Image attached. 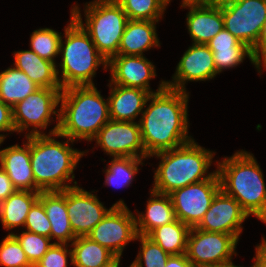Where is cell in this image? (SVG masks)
I'll list each match as a JSON object with an SVG mask.
<instances>
[{
	"mask_svg": "<svg viewBox=\"0 0 266 267\" xmlns=\"http://www.w3.org/2000/svg\"><path fill=\"white\" fill-rule=\"evenodd\" d=\"M189 93L166 86L164 80L147 101L138 123L146 154L180 147L193 140L188 136Z\"/></svg>",
	"mask_w": 266,
	"mask_h": 267,
	"instance_id": "1",
	"label": "cell"
},
{
	"mask_svg": "<svg viewBox=\"0 0 266 267\" xmlns=\"http://www.w3.org/2000/svg\"><path fill=\"white\" fill-rule=\"evenodd\" d=\"M59 137L72 141H93L99 130L110 120L109 100L95 85L70 86L60 97Z\"/></svg>",
	"mask_w": 266,
	"mask_h": 267,
	"instance_id": "2",
	"label": "cell"
},
{
	"mask_svg": "<svg viewBox=\"0 0 266 267\" xmlns=\"http://www.w3.org/2000/svg\"><path fill=\"white\" fill-rule=\"evenodd\" d=\"M55 137L58 138L59 133L30 136L31 168L35 186L40 191H63L77 186L76 181L74 185L70 186V183L75 178L73 172L80 158L86 152L69 147V142H74L69 138L62 143Z\"/></svg>",
	"mask_w": 266,
	"mask_h": 267,
	"instance_id": "3",
	"label": "cell"
},
{
	"mask_svg": "<svg viewBox=\"0 0 266 267\" xmlns=\"http://www.w3.org/2000/svg\"><path fill=\"white\" fill-rule=\"evenodd\" d=\"M221 189L235 198L250 216L266 220V185L259 164L253 154L237 151L217 162Z\"/></svg>",
	"mask_w": 266,
	"mask_h": 267,
	"instance_id": "4",
	"label": "cell"
},
{
	"mask_svg": "<svg viewBox=\"0 0 266 267\" xmlns=\"http://www.w3.org/2000/svg\"><path fill=\"white\" fill-rule=\"evenodd\" d=\"M214 154L193 139L180 147L151 155L161 159L154 173L152 190L169 194L189 184L210 179L217 171L208 173Z\"/></svg>",
	"mask_w": 266,
	"mask_h": 267,
	"instance_id": "5",
	"label": "cell"
},
{
	"mask_svg": "<svg viewBox=\"0 0 266 267\" xmlns=\"http://www.w3.org/2000/svg\"><path fill=\"white\" fill-rule=\"evenodd\" d=\"M65 30V41L61 38L59 53H62L61 77H58L62 89L70 86L94 85L98 67L108 68V61L98 52L88 33L73 18ZM65 43V44H64ZM64 44V45H63Z\"/></svg>",
	"mask_w": 266,
	"mask_h": 267,
	"instance_id": "6",
	"label": "cell"
},
{
	"mask_svg": "<svg viewBox=\"0 0 266 267\" xmlns=\"http://www.w3.org/2000/svg\"><path fill=\"white\" fill-rule=\"evenodd\" d=\"M85 25L77 5H73V18L88 33L98 52L109 61L118 55L121 37L128 17L116 0H94L85 4Z\"/></svg>",
	"mask_w": 266,
	"mask_h": 267,
	"instance_id": "7",
	"label": "cell"
},
{
	"mask_svg": "<svg viewBox=\"0 0 266 267\" xmlns=\"http://www.w3.org/2000/svg\"><path fill=\"white\" fill-rule=\"evenodd\" d=\"M61 92L62 89L39 88L24 100L16 103L12 107V119L16 132L20 133L34 126L26 136L45 134L40 130L47 128L48 124L53 121L50 118L54 114L57 116L55 117L57 124L49 134L57 133L60 110L56 108L59 107Z\"/></svg>",
	"mask_w": 266,
	"mask_h": 267,
	"instance_id": "8",
	"label": "cell"
},
{
	"mask_svg": "<svg viewBox=\"0 0 266 267\" xmlns=\"http://www.w3.org/2000/svg\"><path fill=\"white\" fill-rule=\"evenodd\" d=\"M220 1L224 28L252 49L266 20V0Z\"/></svg>",
	"mask_w": 266,
	"mask_h": 267,
	"instance_id": "9",
	"label": "cell"
},
{
	"mask_svg": "<svg viewBox=\"0 0 266 267\" xmlns=\"http://www.w3.org/2000/svg\"><path fill=\"white\" fill-rule=\"evenodd\" d=\"M238 241L229 234L190 229L186 256L194 267H223L232 261Z\"/></svg>",
	"mask_w": 266,
	"mask_h": 267,
	"instance_id": "10",
	"label": "cell"
},
{
	"mask_svg": "<svg viewBox=\"0 0 266 267\" xmlns=\"http://www.w3.org/2000/svg\"><path fill=\"white\" fill-rule=\"evenodd\" d=\"M220 189V178L216 171L210 179L189 184L169 193L176 219L190 228L197 227Z\"/></svg>",
	"mask_w": 266,
	"mask_h": 267,
	"instance_id": "11",
	"label": "cell"
},
{
	"mask_svg": "<svg viewBox=\"0 0 266 267\" xmlns=\"http://www.w3.org/2000/svg\"><path fill=\"white\" fill-rule=\"evenodd\" d=\"M135 217L127 206H114L87 237L121 259L124 247L136 239Z\"/></svg>",
	"mask_w": 266,
	"mask_h": 267,
	"instance_id": "12",
	"label": "cell"
},
{
	"mask_svg": "<svg viewBox=\"0 0 266 267\" xmlns=\"http://www.w3.org/2000/svg\"><path fill=\"white\" fill-rule=\"evenodd\" d=\"M93 140L111 157L149 158L138 122L110 119Z\"/></svg>",
	"mask_w": 266,
	"mask_h": 267,
	"instance_id": "13",
	"label": "cell"
},
{
	"mask_svg": "<svg viewBox=\"0 0 266 267\" xmlns=\"http://www.w3.org/2000/svg\"><path fill=\"white\" fill-rule=\"evenodd\" d=\"M114 206H126L121 199L106 209L96 195L79 186L66 189V207L76 237L87 236Z\"/></svg>",
	"mask_w": 266,
	"mask_h": 267,
	"instance_id": "14",
	"label": "cell"
},
{
	"mask_svg": "<svg viewBox=\"0 0 266 267\" xmlns=\"http://www.w3.org/2000/svg\"><path fill=\"white\" fill-rule=\"evenodd\" d=\"M248 217L239 202L220 189L196 228L229 234L238 241L243 229L241 225Z\"/></svg>",
	"mask_w": 266,
	"mask_h": 267,
	"instance_id": "15",
	"label": "cell"
},
{
	"mask_svg": "<svg viewBox=\"0 0 266 267\" xmlns=\"http://www.w3.org/2000/svg\"><path fill=\"white\" fill-rule=\"evenodd\" d=\"M188 7L187 28L194 44H206L224 28L220 0H182Z\"/></svg>",
	"mask_w": 266,
	"mask_h": 267,
	"instance_id": "16",
	"label": "cell"
},
{
	"mask_svg": "<svg viewBox=\"0 0 266 267\" xmlns=\"http://www.w3.org/2000/svg\"><path fill=\"white\" fill-rule=\"evenodd\" d=\"M217 74L210 48L206 44L192 43L177 64L173 80L165 83L169 88L186 91V81H206Z\"/></svg>",
	"mask_w": 266,
	"mask_h": 267,
	"instance_id": "17",
	"label": "cell"
},
{
	"mask_svg": "<svg viewBox=\"0 0 266 267\" xmlns=\"http://www.w3.org/2000/svg\"><path fill=\"white\" fill-rule=\"evenodd\" d=\"M108 68L112 84L140 88L154 93L150 89L149 82L156 76V70L153 63L144 55H115L108 61Z\"/></svg>",
	"mask_w": 266,
	"mask_h": 267,
	"instance_id": "18",
	"label": "cell"
},
{
	"mask_svg": "<svg viewBox=\"0 0 266 267\" xmlns=\"http://www.w3.org/2000/svg\"><path fill=\"white\" fill-rule=\"evenodd\" d=\"M21 147L18 144L0 150V167L7 173L17 190L41 192L35 186L30 162V136ZM3 141H0V146Z\"/></svg>",
	"mask_w": 266,
	"mask_h": 267,
	"instance_id": "19",
	"label": "cell"
},
{
	"mask_svg": "<svg viewBox=\"0 0 266 267\" xmlns=\"http://www.w3.org/2000/svg\"><path fill=\"white\" fill-rule=\"evenodd\" d=\"M109 84L110 96H108V100L110 119L135 122L134 120L137 116L143 113V109H145L148 102L147 99L151 93L140 88L125 87L112 84L111 82Z\"/></svg>",
	"mask_w": 266,
	"mask_h": 267,
	"instance_id": "20",
	"label": "cell"
},
{
	"mask_svg": "<svg viewBox=\"0 0 266 267\" xmlns=\"http://www.w3.org/2000/svg\"><path fill=\"white\" fill-rule=\"evenodd\" d=\"M38 200L43 204L51 224L50 239L54 243L68 244L76 238L71 228L66 207V189L63 191H41Z\"/></svg>",
	"mask_w": 266,
	"mask_h": 267,
	"instance_id": "21",
	"label": "cell"
},
{
	"mask_svg": "<svg viewBox=\"0 0 266 267\" xmlns=\"http://www.w3.org/2000/svg\"><path fill=\"white\" fill-rule=\"evenodd\" d=\"M15 67L40 88L62 89L58 79L57 64L41 58L34 51L22 50L14 53Z\"/></svg>",
	"mask_w": 266,
	"mask_h": 267,
	"instance_id": "22",
	"label": "cell"
},
{
	"mask_svg": "<svg viewBox=\"0 0 266 267\" xmlns=\"http://www.w3.org/2000/svg\"><path fill=\"white\" fill-rule=\"evenodd\" d=\"M156 22L159 21L128 20L121 37L118 55L143 56L144 51L154 46L160 47Z\"/></svg>",
	"mask_w": 266,
	"mask_h": 267,
	"instance_id": "23",
	"label": "cell"
},
{
	"mask_svg": "<svg viewBox=\"0 0 266 267\" xmlns=\"http://www.w3.org/2000/svg\"><path fill=\"white\" fill-rule=\"evenodd\" d=\"M150 191L151 199L147 201L146 213L135 217L137 235L148 236L154 229L176 220L170 196L152 189Z\"/></svg>",
	"mask_w": 266,
	"mask_h": 267,
	"instance_id": "24",
	"label": "cell"
},
{
	"mask_svg": "<svg viewBox=\"0 0 266 267\" xmlns=\"http://www.w3.org/2000/svg\"><path fill=\"white\" fill-rule=\"evenodd\" d=\"M70 246H73L75 267H120V259L115 254L87 236L76 237Z\"/></svg>",
	"mask_w": 266,
	"mask_h": 267,
	"instance_id": "25",
	"label": "cell"
},
{
	"mask_svg": "<svg viewBox=\"0 0 266 267\" xmlns=\"http://www.w3.org/2000/svg\"><path fill=\"white\" fill-rule=\"evenodd\" d=\"M40 192L17 190L0 203V220L6 230L23 227L30 208L38 200Z\"/></svg>",
	"mask_w": 266,
	"mask_h": 267,
	"instance_id": "26",
	"label": "cell"
},
{
	"mask_svg": "<svg viewBox=\"0 0 266 267\" xmlns=\"http://www.w3.org/2000/svg\"><path fill=\"white\" fill-rule=\"evenodd\" d=\"M39 88L15 66L0 72V100L11 108Z\"/></svg>",
	"mask_w": 266,
	"mask_h": 267,
	"instance_id": "27",
	"label": "cell"
},
{
	"mask_svg": "<svg viewBox=\"0 0 266 267\" xmlns=\"http://www.w3.org/2000/svg\"><path fill=\"white\" fill-rule=\"evenodd\" d=\"M190 227L176 219L170 224L154 229L148 237L170 255L186 253Z\"/></svg>",
	"mask_w": 266,
	"mask_h": 267,
	"instance_id": "28",
	"label": "cell"
},
{
	"mask_svg": "<svg viewBox=\"0 0 266 267\" xmlns=\"http://www.w3.org/2000/svg\"><path fill=\"white\" fill-rule=\"evenodd\" d=\"M146 158L135 157H112L105 172V185L118 187H128L134 176L138 173V165Z\"/></svg>",
	"mask_w": 266,
	"mask_h": 267,
	"instance_id": "29",
	"label": "cell"
},
{
	"mask_svg": "<svg viewBox=\"0 0 266 267\" xmlns=\"http://www.w3.org/2000/svg\"><path fill=\"white\" fill-rule=\"evenodd\" d=\"M129 20L159 21L166 6L164 0H116Z\"/></svg>",
	"mask_w": 266,
	"mask_h": 267,
	"instance_id": "30",
	"label": "cell"
},
{
	"mask_svg": "<svg viewBox=\"0 0 266 267\" xmlns=\"http://www.w3.org/2000/svg\"><path fill=\"white\" fill-rule=\"evenodd\" d=\"M63 38L59 32L50 28H40L34 30L30 37V48L38 56L54 62V57L58 56L60 41Z\"/></svg>",
	"mask_w": 266,
	"mask_h": 267,
	"instance_id": "31",
	"label": "cell"
},
{
	"mask_svg": "<svg viewBox=\"0 0 266 267\" xmlns=\"http://www.w3.org/2000/svg\"><path fill=\"white\" fill-rule=\"evenodd\" d=\"M135 240H140L141 248L130 267H164L171 256L157 243L146 235H137ZM145 266L143 265V262Z\"/></svg>",
	"mask_w": 266,
	"mask_h": 267,
	"instance_id": "32",
	"label": "cell"
},
{
	"mask_svg": "<svg viewBox=\"0 0 266 267\" xmlns=\"http://www.w3.org/2000/svg\"><path fill=\"white\" fill-rule=\"evenodd\" d=\"M9 234H12L20 243L27 259L33 267L53 244L50 243L51 239L49 237L32 233L27 230L22 231L19 235L14 234V232H9Z\"/></svg>",
	"mask_w": 266,
	"mask_h": 267,
	"instance_id": "33",
	"label": "cell"
},
{
	"mask_svg": "<svg viewBox=\"0 0 266 267\" xmlns=\"http://www.w3.org/2000/svg\"><path fill=\"white\" fill-rule=\"evenodd\" d=\"M216 72L219 74L225 69L233 68L239 65L247 56L251 63L255 65L256 69L260 73L262 70L260 66L255 62L252 50L244 43H239L232 50L225 51H212Z\"/></svg>",
	"mask_w": 266,
	"mask_h": 267,
	"instance_id": "34",
	"label": "cell"
},
{
	"mask_svg": "<svg viewBox=\"0 0 266 267\" xmlns=\"http://www.w3.org/2000/svg\"><path fill=\"white\" fill-rule=\"evenodd\" d=\"M0 265L4 267H33L20 243L8 234L0 244Z\"/></svg>",
	"mask_w": 266,
	"mask_h": 267,
	"instance_id": "35",
	"label": "cell"
},
{
	"mask_svg": "<svg viewBox=\"0 0 266 267\" xmlns=\"http://www.w3.org/2000/svg\"><path fill=\"white\" fill-rule=\"evenodd\" d=\"M24 228L27 231L50 238L51 224L43 204L37 200L27 215Z\"/></svg>",
	"mask_w": 266,
	"mask_h": 267,
	"instance_id": "36",
	"label": "cell"
},
{
	"mask_svg": "<svg viewBox=\"0 0 266 267\" xmlns=\"http://www.w3.org/2000/svg\"><path fill=\"white\" fill-rule=\"evenodd\" d=\"M68 246L70 245L53 243L34 267H67L69 264L67 256L70 257L72 264V251L68 250Z\"/></svg>",
	"mask_w": 266,
	"mask_h": 267,
	"instance_id": "37",
	"label": "cell"
},
{
	"mask_svg": "<svg viewBox=\"0 0 266 267\" xmlns=\"http://www.w3.org/2000/svg\"><path fill=\"white\" fill-rule=\"evenodd\" d=\"M239 43L240 41L234 35L223 28L206 45L211 51H225L234 49Z\"/></svg>",
	"mask_w": 266,
	"mask_h": 267,
	"instance_id": "38",
	"label": "cell"
},
{
	"mask_svg": "<svg viewBox=\"0 0 266 267\" xmlns=\"http://www.w3.org/2000/svg\"><path fill=\"white\" fill-rule=\"evenodd\" d=\"M251 50L255 62L260 67L263 66L266 69V20L263 24L260 36Z\"/></svg>",
	"mask_w": 266,
	"mask_h": 267,
	"instance_id": "39",
	"label": "cell"
},
{
	"mask_svg": "<svg viewBox=\"0 0 266 267\" xmlns=\"http://www.w3.org/2000/svg\"><path fill=\"white\" fill-rule=\"evenodd\" d=\"M16 132L13 119L12 108L0 100V132ZM6 136L0 134V141L5 140Z\"/></svg>",
	"mask_w": 266,
	"mask_h": 267,
	"instance_id": "40",
	"label": "cell"
},
{
	"mask_svg": "<svg viewBox=\"0 0 266 267\" xmlns=\"http://www.w3.org/2000/svg\"><path fill=\"white\" fill-rule=\"evenodd\" d=\"M14 187L7 173L0 167V203L15 193Z\"/></svg>",
	"mask_w": 266,
	"mask_h": 267,
	"instance_id": "41",
	"label": "cell"
},
{
	"mask_svg": "<svg viewBox=\"0 0 266 267\" xmlns=\"http://www.w3.org/2000/svg\"><path fill=\"white\" fill-rule=\"evenodd\" d=\"M256 255L254 258L253 267H266V240L262 238L260 245L256 247Z\"/></svg>",
	"mask_w": 266,
	"mask_h": 267,
	"instance_id": "42",
	"label": "cell"
},
{
	"mask_svg": "<svg viewBox=\"0 0 266 267\" xmlns=\"http://www.w3.org/2000/svg\"><path fill=\"white\" fill-rule=\"evenodd\" d=\"M164 267H194V266L187 259L186 254H182V255H171Z\"/></svg>",
	"mask_w": 266,
	"mask_h": 267,
	"instance_id": "43",
	"label": "cell"
},
{
	"mask_svg": "<svg viewBox=\"0 0 266 267\" xmlns=\"http://www.w3.org/2000/svg\"><path fill=\"white\" fill-rule=\"evenodd\" d=\"M223 267H243V266H236L233 264V262H231L229 264H225ZM251 267H253V265Z\"/></svg>",
	"mask_w": 266,
	"mask_h": 267,
	"instance_id": "44",
	"label": "cell"
},
{
	"mask_svg": "<svg viewBox=\"0 0 266 267\" xmlns=\"http://www.w3.org/2000/svg\"><path fill=\"white\" fill-rule=\"evenodd\" d=\"M164 1H165L167 4H169L171 0H164Z\"/></svg>",
	"mask_w": 266,
	"mask_h": 267,
	"instance_id": "45",
	"label": "cell"
}]
</instances>
